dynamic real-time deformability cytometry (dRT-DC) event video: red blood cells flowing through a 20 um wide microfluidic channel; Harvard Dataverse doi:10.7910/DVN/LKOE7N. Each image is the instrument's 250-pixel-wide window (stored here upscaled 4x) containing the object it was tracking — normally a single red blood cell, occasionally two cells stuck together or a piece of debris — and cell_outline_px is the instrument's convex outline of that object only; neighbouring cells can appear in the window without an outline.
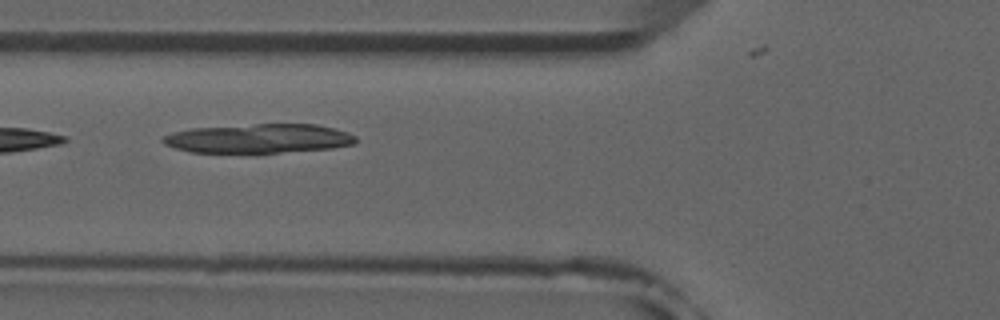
{"species": "common noctule bat (a hibernating species)", "species_latin": "Nyctalus noctula", "temperature_condition": "room temperature", "stored_images_in_passage": 8, "camera_frame_rate_fps": 3000, "um_per_image_px": 0.085, "animal": {"sex": "male", "forearm_length_mm": 52.5}, "frame": {"image": 1, "passage_image": 5, "time_ms": 5.0, "image_size_px": [1000, 320], "cell_outline_px": [[356, 144], [332, 148], [280, 152], [188, 152], [164, 144], [160, 140], [164, 136], [172, 132], [192, 128], [256, 124], [316, 124], [336, 128], [348, 132], [356, 136]], "centroid_in_image_um": [22.02, 11.76], "position_along_channel_um": 103.8, "area_um2": 32.71}}